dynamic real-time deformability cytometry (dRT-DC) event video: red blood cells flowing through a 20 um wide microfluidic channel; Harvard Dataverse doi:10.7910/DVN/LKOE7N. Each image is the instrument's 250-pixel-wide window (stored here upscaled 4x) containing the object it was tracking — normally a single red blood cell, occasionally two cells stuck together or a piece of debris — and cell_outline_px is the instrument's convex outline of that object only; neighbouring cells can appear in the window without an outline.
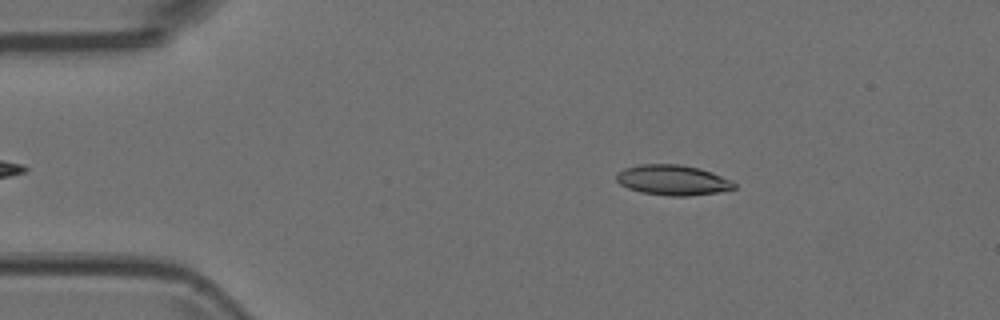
{"species": "Egyptian fruit bat (a non-hibernating species)", "species_latin": "Rousettus aegyptiacus", "temperature_condition": "room temperature", "stored_images_in_passage": 2, "camera_frame_rate_fps": 3000, "um_per_image_px": 0.085, "animal": {"sex": "female"}, "frame": {"image": 1, "passage_image": 1, "time_ms": 0.0, "image_size_px": [1000, 320], "cell_outline_px": [[736, 188], [720, 192], [688, 196], [668, 196], [640, 192], [628, 188], [620, 184], [616, 180], [616, 176], [624, 168], [640, 164], [680, 164], [700, 168], [712, 172], [732, 180], [736, 184]], "centroid_in_image_um": [57.21, 15.31], "position_along_channel_um": 27.8, "area_um2": 20.92}}